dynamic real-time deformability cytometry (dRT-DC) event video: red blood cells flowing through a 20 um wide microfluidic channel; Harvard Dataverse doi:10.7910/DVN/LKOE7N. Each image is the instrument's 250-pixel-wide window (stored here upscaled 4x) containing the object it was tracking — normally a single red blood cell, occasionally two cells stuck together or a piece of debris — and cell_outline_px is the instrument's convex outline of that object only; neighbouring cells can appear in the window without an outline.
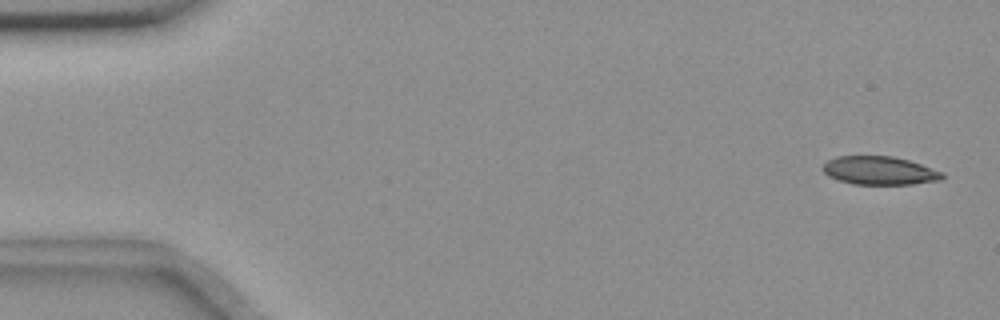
{"species": "common noctule bat (a hibernating species)", "species_latin": "Nyctalus noctula", "temperature_condition": "room temperature", "stored_images_in_passage": 55, "camera_frame_rate_fps": 3000, "um_per_image_px": 0.085, "animal": {"sex": "female", "body_mass_g": 18.4}, "frame": {"image": 1, "passage_image": 2, "time_ms": 0.333, "image_size_px": [1000, 320], "cell_outline_px": [[944, 176], [940, 180], [912, 184], [852, 184], [828, 176], [820, 168], [828, 160], [836, 156], [892, 156], [908, 160], [944, 172]], "centroid_in_image_um": [74.74, 14.5], "position_along_channel_um": 10.3, "area_um2": 19.71}}
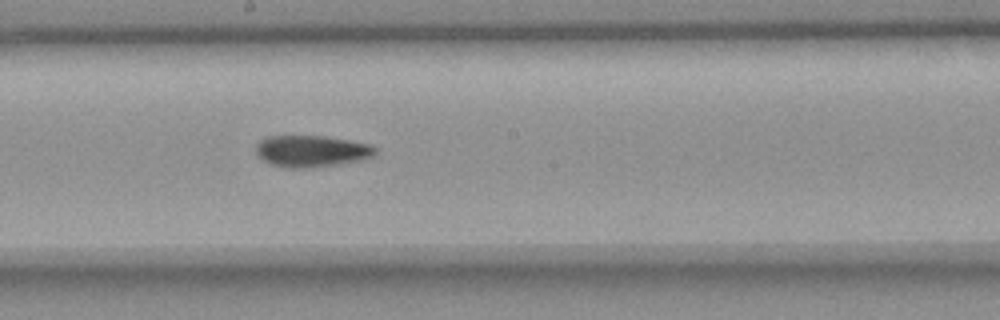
{"frame": {"image": 2, "passage_image": 30, "time_ms": 9.667, "image_size_px": [1000, 320], "cell_outline_px": [[376, 152], [372, 156], [360, 160], [340, 164], [312, 168], [288, 168], [272, 164], [256, 156], [256, 144], [260, 140], [268, 136], [324, 136], [348, 140], [368, 144], [376, 148]], "centroid_in_image_um": [26.44, 12.85], "position_along_channel_um": 221.8, "area_um2": 21.96}}
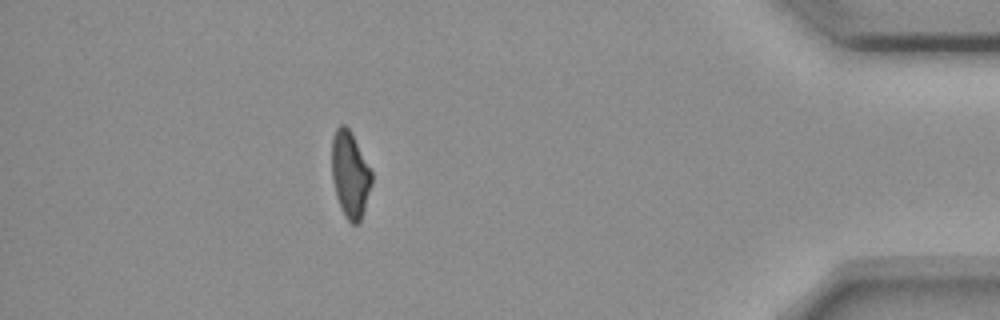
{"frame": {"image": 3, "passage_image": 49, "time_ms": 16.0, "image_size_px": [1000, 320], "cell_outline_px": [[372, 184], [360, 220], [356, 224], [352, 224], [344, 216], [340, 208], [336, 196], [332, 176], [332, 136], [336, 128], [340, 124], [344, 124], [352, 132], [372, 172]], "centroid_in_image_um": [29.75, 14.8], "position_along_channel_um": 405.5, "area_um2": 20.06}, "authors_computed_cell_mechanics": {"area_um2": 21.2704, "velocity_mm_per_s": 3.6638, "shape_relaxation_time_tau1_ms": null, "shape_relaxation_time_tau2_ms": 8.6635, "deformation_change_tau1": null, "deformation_change_tau2": 0.15}}